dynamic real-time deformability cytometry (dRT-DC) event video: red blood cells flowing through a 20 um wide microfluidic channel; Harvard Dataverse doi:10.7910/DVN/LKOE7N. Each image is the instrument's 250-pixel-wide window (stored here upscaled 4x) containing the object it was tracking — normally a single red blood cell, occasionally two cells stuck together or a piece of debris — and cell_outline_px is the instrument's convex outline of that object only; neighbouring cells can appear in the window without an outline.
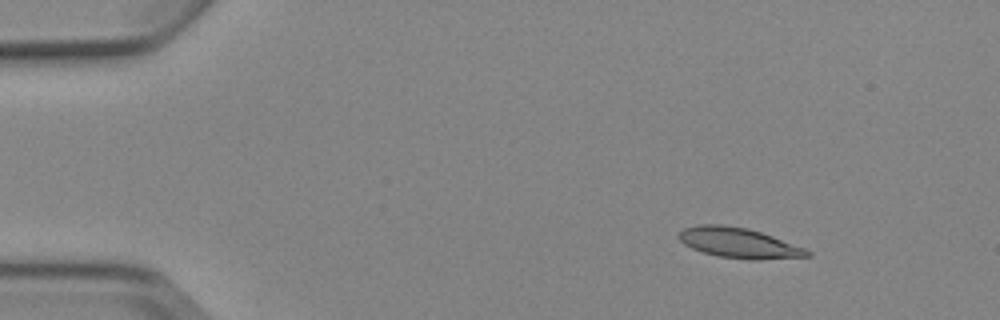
{"species": "Egyptian fruit bat (a non-hibernating species)", "species_latin": "Rousettus aegyptiacus", "temperature_condition": "cold", "stored_images_in_passage": 7, "camera_frame_rate_fps": 3000, "um_per_image_px": 0.085, "animal": {"sex": "female"}, "frame": {"image": 1, "passage_image": 2, "time_ms": 1.333, "image_size_px": [1000, 320], "cell_outline_px": [[812, 256], [756, 260], [748, 260], [716, 256], [692, 248], [684, 244], [676, 236], [684, 228], [700, 224], [720, 224], [748, 228], [772, 236], [804, 248], [812, 252]], "centroid_in_image_um": [62.78, 20.65], "position_along_channel_um": 22.2, "area_um2": 22.6}}
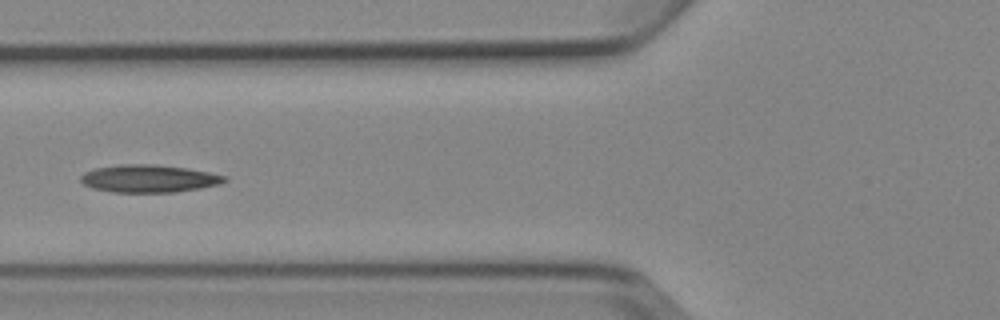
{"frame": {"image": 2, "passage_image": 6, "time_ms": 6.0, "image_size_px": [1000, 320], "cell_outline_px": [[228, 180], [220, 184], [200, 188], [176, 192], [112, 192], [92, 188], [84, 184], [80, 180], [80, 176], [84, 172], [96, 168], [116, 164], [156, 164], [188, 168], [228, 176]], "centroid_in_image_um": [12.66, 15.17], "position_along_channel_um": 113.1, "area_um2": 23.35}}
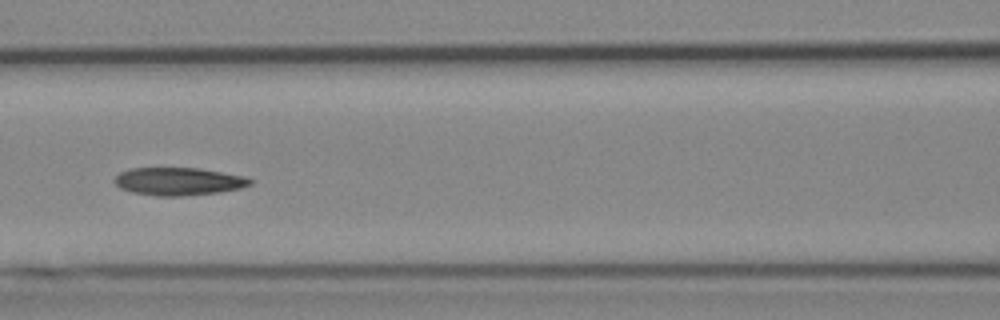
{"frame": {"image": 3, "passage_image": 7, "time_ms": 7.0, "image_size_px": [1000, 320], "cell_outline_px": [[252, 184], [240, 188], [216, 192], [180, 196], [156, 196], [132, 192], [120, 188], [112, 180], [120, 172], [128, 168], [200, 168], [244, 176], [252, 180]], "centroid_in_image_um": [15.13, 15.41], "position_along_channel_um": 151.5, "area_um2": 21.91}}